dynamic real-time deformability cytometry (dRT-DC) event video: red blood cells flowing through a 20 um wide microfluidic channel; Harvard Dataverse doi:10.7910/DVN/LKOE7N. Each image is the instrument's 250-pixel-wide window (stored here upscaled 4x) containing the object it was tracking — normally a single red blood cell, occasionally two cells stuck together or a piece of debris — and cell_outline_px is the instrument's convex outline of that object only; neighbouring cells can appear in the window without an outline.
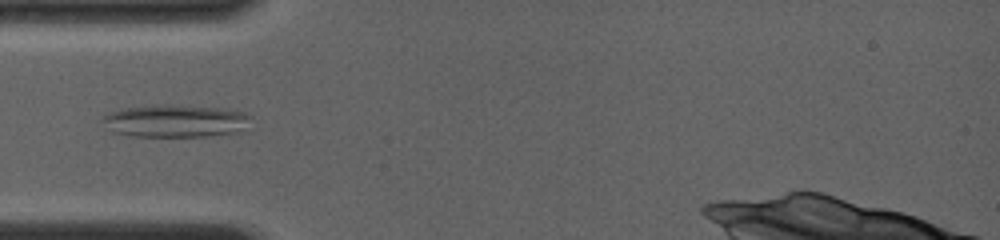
{"species": "common noctule bat (a hibernating species)", "species_latin": "Nyctalus noctula", "temperature_condition": "room temperature", "stored_images_in_passage": 6, "camera_frame_rate_fps": 4000, "um_per_image_px": 0.085, "animal": {"sex": "female", "body_mass_g": 19.0, "forearm_length_mm": 56.7}, "frame": {"image": 1, "passage_image": 6, "time_ms": 4.5, "image_size_px": [1000, 240], "cell_outline_px": [[252, 116], [240, 132], [208, 136], [132, 136], [112, 132], [100, 120], [100, 116], [124, 108], [156, 104], [164, 104], [220, 108], [244, 112]], "centroid_in_image_um": [14.86, 10.28], "position_along_channel_um": 70.1, "area_um2": 28.21}}